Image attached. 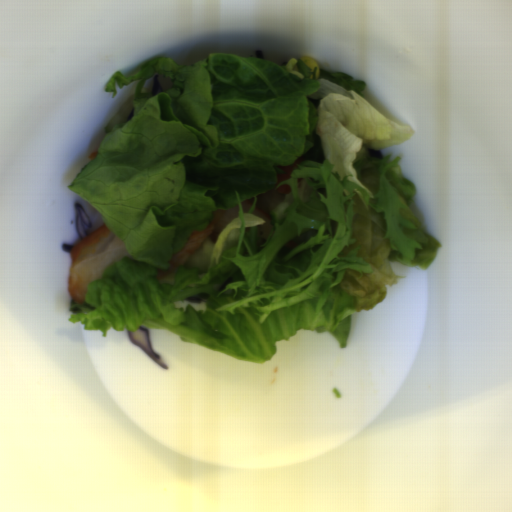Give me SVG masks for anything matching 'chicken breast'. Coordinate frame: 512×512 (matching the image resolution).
Returning a JSON list of instances; mask_svg holds the SVG:
<instances>
[{
    "instance_id": "1",
    "label": "chicken breast",
    "mask_w": 512,
    "mask_h": 512,
    "mask_svg": "<svg viewBox=\"0 0 512 512\" xmlns=\"http://www.w3.org/2000/svg\"><path fill=\"white\" fill-rule=\"evenodd\" d=\"M128 255L124 242L106 224L86 235L70 250L69 296L76 304L83 303L91 282L101 279L105 268Z\"/></svg>"
},
{
    "instance_id": "2",
    "label": "chicken breast",
    "mask_w": 512,
    "mask_h": 512,
    "mask_svg": "<svg viewBox=\"0 0 512 512\" xmlns=\"http://www.w3.org/2000/svg\"><path fill=\"white\" fill-rule=\"evenodd\" d=\"M238 215V206H234L227 210L215 209L213 217L203 231H195L187 239L184 247L173 254L169 260L167 270H157V278L163 280L179 267H183L185 263L199 250L206 240L216 243L224 227L229 224Z\"/></svg>"
},
{
    "instance_id": "3",
    "label": "chicken breast",
    "mask_w": 512,
    "mask_h": 512,
    "mask_svg": "<svg viewBox=\"0 0 512 512\" xmlns=\"http://www.w3.org/2000/svg\"><path fill=\"white\" fill-rule=\"evenodd\" d=\"M251 214L258 216L265 221L263 224H259V235L260 238L267 241L273 229L269 213L257 205Z\"/></svg>"
},
{
    "instance_id": "4",
    "label": "chicken breast",
    "mask_w": 512,
    "mask_h": 512,
    "mask_svg": "<svg viewBox=\"0 0 512 512\" xmlns=\"http://www.w3.org/2000/svg\"><path fill=\"white\" fill-rule=\"evenodd\" d=\"M254 199L253 197L252 198H249L247 200H244V201H241V207H242V212L243 213H248L250 212L253 204H254Z\"/></svg>"
}]
</instances>
